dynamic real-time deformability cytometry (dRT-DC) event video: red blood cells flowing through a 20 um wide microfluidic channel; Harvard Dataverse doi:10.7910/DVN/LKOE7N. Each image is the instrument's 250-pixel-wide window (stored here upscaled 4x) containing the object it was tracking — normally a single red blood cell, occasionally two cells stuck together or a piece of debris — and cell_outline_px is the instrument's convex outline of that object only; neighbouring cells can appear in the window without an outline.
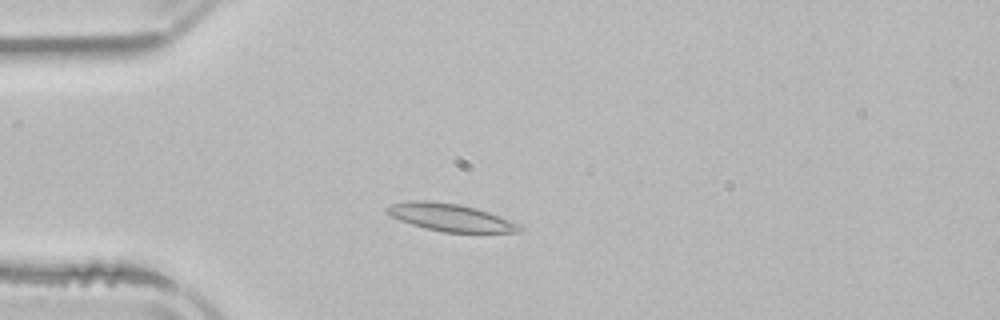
{"species": "common noctule bat (a hibernating species)", "species_latin": "Nyctalus noctula", "temperature_condition": "room temperature", "stored_images_in_passage": 2, "camera_frame_rate_fps": 3000, "um_per_image_px": 0.085, "animal": {"sex": "male", "body_mass_g": 21.5, "forearm_length_mm": 52.0}, "frame": {"image": 1, "passage_image": 2, "time_ms": 1.333, "image_size_px": [1000, 320], "cell_outline_px": [[524, 228], [520, 232], [444, 232], [424, 228], [400, 220], [384, 212], [384, 208], [392, 204], [408, 200], [424, 200], [460, 204], [476, 208], [488, 212], [520, 224]], "centroid_in_image_um": [38.26, 18.47], "position_along_channel_um": 46.7, "area_um2": 21.21}}